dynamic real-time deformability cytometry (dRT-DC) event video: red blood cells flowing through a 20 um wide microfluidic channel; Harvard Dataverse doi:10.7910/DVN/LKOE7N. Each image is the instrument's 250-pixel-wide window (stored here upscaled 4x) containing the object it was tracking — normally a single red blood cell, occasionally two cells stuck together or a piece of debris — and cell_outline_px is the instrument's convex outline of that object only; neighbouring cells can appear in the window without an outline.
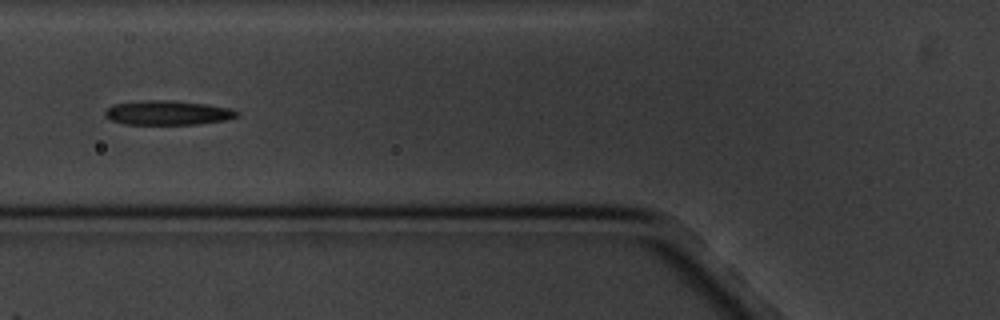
{"species": "common noctule bat (a hibernating species)", "species_latin": "Nyctalus noctula", "temperature_condition": "cold", "stored_images_in_passage": 9, "camera_frame_rate_fps": 3000, "um_per_image_px": 0.085, "animal": {"sex": "male", "body_mass_g": 20.1, "forearm_length_mm": 53.5}, "frame": {"image": 1, "passage_image": 6, "time_ms": 6.667, "image_size_px": [1000, 320], "cell_outline_px": [[240, 116], [224, 120], [196, 124], [124, 124], [112, 120], [104, 116], [104, 112], [112, 104], [144, 100], [172, 100], [204, 104], [232, 108], [240, 112]], "centroid_in_image_um": [14.26, 9.58], "position_along_channel_um": 111.5, "area_um2": 18.79}}
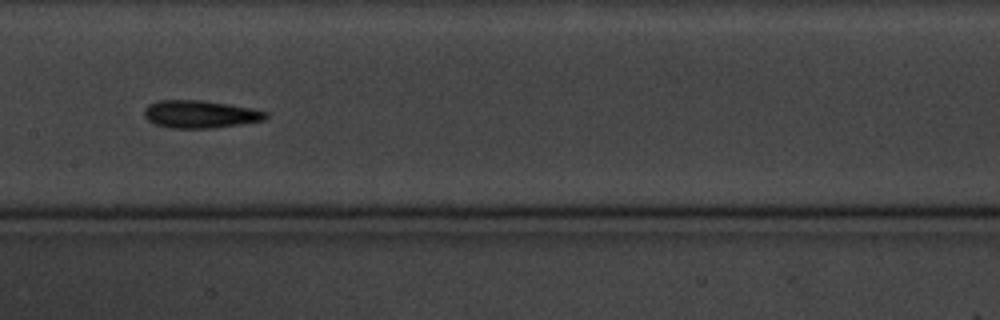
{"frame": {"image": 2, "passage_image": 8, "time_ms": 9.0, "image_size_px": [1000, 320], "cell_outline_px": [[268, 116], [264, 120], [240, 124], [212, 128], [172, 128], [152, 124], [144, 116], [144, 108], [148, 104], [156, 100], [204, 100], [252, 108], [268, 112]], "centroid_in_image_um": [16.98, 9.7], "position_along_channel_um": 190.4, "area_um2": 19.77}}
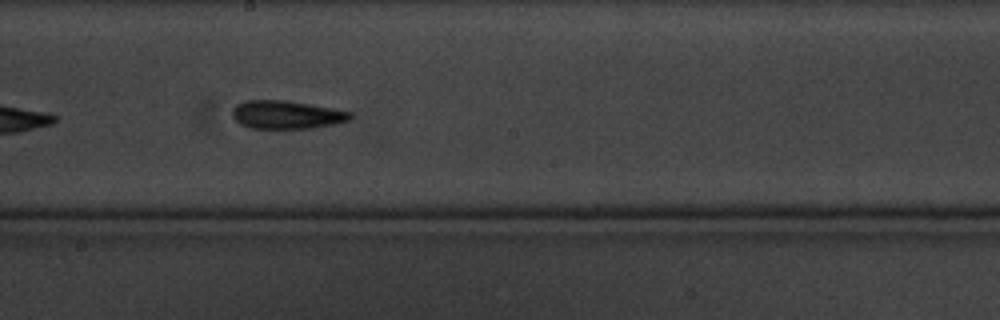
{"frame": {"image": 3, "passage_image": 9, "time_ms": 10.0, "image_size_px": [1000, 320], "cell_outline_px": [[352, 116], [348, 120], [336, 124], [316, 128], [248, 128], [240, 124], [232, 116], [232, 108], [236, 104], [248, 100], [284, 100], [332, 108], [352, 112]], "centroid_in_image_um": [24.34, 9.76], "position_along_channel_um": 223.9, "area_um2": 19.42}}